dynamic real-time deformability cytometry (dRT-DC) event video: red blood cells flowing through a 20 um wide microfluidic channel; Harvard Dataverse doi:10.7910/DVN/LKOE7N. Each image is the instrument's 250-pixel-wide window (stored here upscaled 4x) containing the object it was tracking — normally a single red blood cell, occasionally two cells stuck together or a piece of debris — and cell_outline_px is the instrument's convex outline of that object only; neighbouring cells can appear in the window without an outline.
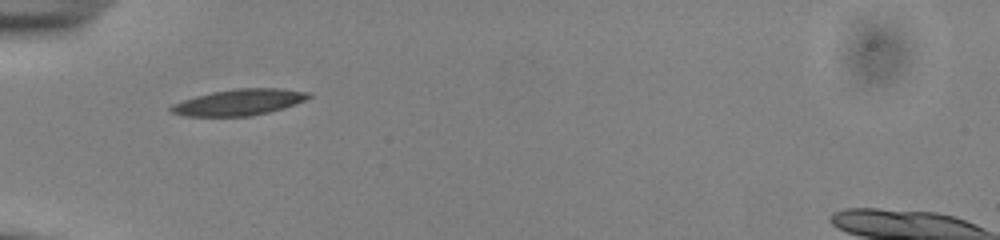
{"species": "common noctule bat (a hibernating species)", "species_latin": "Nyctalus noctula", "temperature_condition": "cold", "stored_images_in_passage": 36, "camera_frame_rate_fps": 3000, "um_per_image_px": 0.085, "animal": {"sex": "male", "body_mass_g": 13.0, "forearm_length_mm": 53.1}, "frame": {"image": 1, "passage_image": 1, "time_ms": 0.0, "image_size_px": [1000, 240], "cell_outline_px": [[312, 96], [296, 104], [284, 108], [252, 116], [184, 116], [172, 112], [168, 108], [172, 104], [196, 96], [212, 92], [236, 88], [280, 88], [312, 92]], "centroid_in_image_um": [20.36, 8.68], "position_along_channel_um": 64.6, "area_um2": 21.04}}
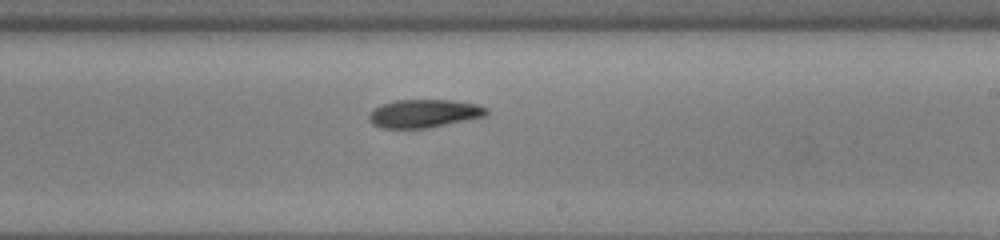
{"frame": {"image": 2, "passage_image": 16, "time_ms": 5.0, "image_size_px": [1000, 240], "cell_outline_px": [[488, 116], [428, 128], [380, 128], [372, 124], [368, 120], [368, 116], [372, 108], [380, 104], [392, 100], [452, 100], [476, 104], [488, 108]], "centroid_in_image_um": [36.02, 9.64], "position_along_channel_um": 253.0, "area_um2": 19.65}}
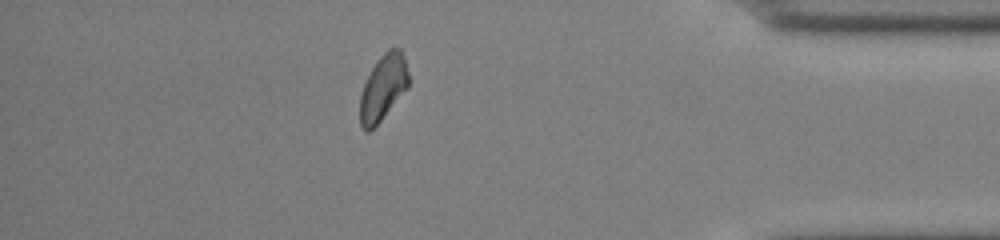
{"frame": {"image": 3, "passage_image": 30, "time_ms": 9.667, "image_size_px": [1000, 240], "cell_outline_px": [[408, 88], [380, 120], [368, 132], [364, 132], [360, 124], [360, 96], [364, 84], [376, 60], [388, 48], [400, 48], [404, 56], [408, 72]], "centroid_in_image_um": [32.56, 7.42], "position_along_channel_um": 402.6, "area_um2": 18.44}, "authors_computed_cell_mechanics": {"area_um2": 19.5075, "velocity_mm_per_s": 3.8642, "shape_relaxation_time_tau1_ms": 5.6932, "shape_relaxation_time_tau2_ms": 6.3822, "deformation_change_tau1": 0.1321, "deformation_change_tau2": 0.1193}}